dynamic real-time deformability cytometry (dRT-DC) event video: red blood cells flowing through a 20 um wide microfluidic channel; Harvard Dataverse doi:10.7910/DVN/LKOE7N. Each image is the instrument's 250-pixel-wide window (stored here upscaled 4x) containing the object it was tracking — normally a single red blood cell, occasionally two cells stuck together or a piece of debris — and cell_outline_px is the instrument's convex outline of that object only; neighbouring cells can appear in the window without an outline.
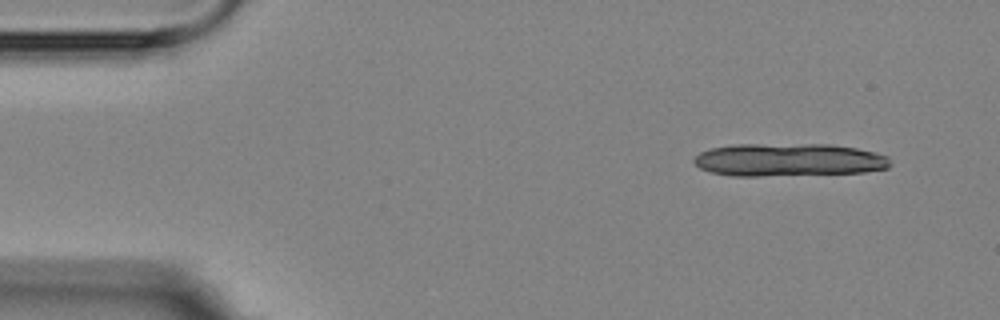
{"species": "Egyptian fruit bat (a non-hibernating species)", "species_latin": "Rousettus aegyptiacus", "temperature_condition": "room temperature", "stored_images_in_passage": 4, "camera_frame_rate_fps": 3000, "um_per_image_px": 0.085, "animal": {"sex": "female"}, "frame": {"image": 1, "passage_image": 1, "time_ms": 0.0, "image_size_px": [1000, 320], "cell_outline_px": [[892, 164], [888, 168], [864, 172], [756, 176], [732, 176], [712, 172], [700, 168], [692, 160], [700, 152], [708, 148], [732, 144], [832, 144], [856, 148], [876, 152], [888, 156]], "centroid_in_image_um": [67.04, 13.57], "position_along_channel_um": 18.0, "area_um2": 37.92}}